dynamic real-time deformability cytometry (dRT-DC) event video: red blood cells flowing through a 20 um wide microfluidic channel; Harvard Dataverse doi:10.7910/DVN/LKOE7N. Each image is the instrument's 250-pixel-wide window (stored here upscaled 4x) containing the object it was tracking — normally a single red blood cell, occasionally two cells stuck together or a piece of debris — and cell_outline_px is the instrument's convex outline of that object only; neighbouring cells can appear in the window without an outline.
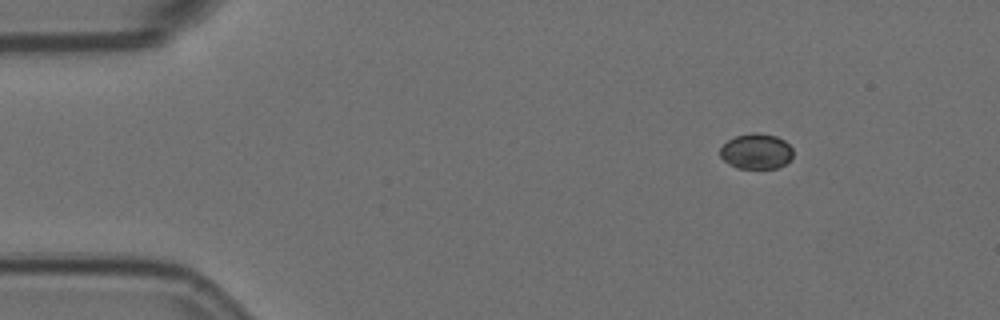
{"species": "Egyptian fruit bat (a non-hibernating species)", "species_latin": "Rousettus aegyptiacus", "temperature_condition": "room temperature", "stored_images_in_passage": 8, "camera_frame_rate_fps": 3000, "um_per_image_px": 0.085, "animal": {"sex": "female"}, "frame": {"image": 1, "passage_image": 1, "time_ms": 0.0, "image_size_px": [1000, 320], "cell_outline_px": [[792, 156], [784, 164], [776, 168], [736, 168], [728, 164], [720, 156], [720, 148], [728, 140], [736, 136], [752, 132], [760, 132], [776, 136], [784, 140], [792, 148]], "centroid_in_image_um": [64.26, 12.85], "position_along_channel_um": 20.7, "area_um2": 15.03}}
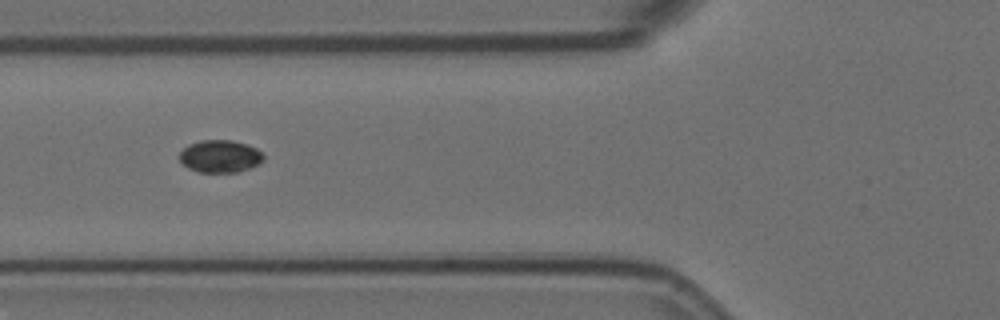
{"frame": {"image": 2, "passage_image": 5, "time_ms": 1.333, "image_size_px": [1000, 320], "cell_outline_px": [[264, 160], [248, 168], [236, 172], [196, 172], [188, 168], [180, 160], [180, 152], [188, 144], [200, 140], [232, 140], [248, 144], [256, 148], [264, 156]], "centroid_in_image_um": [18.69, 13.27], "position_along_channel_um": 107.1, "area_um2": 15.84}}
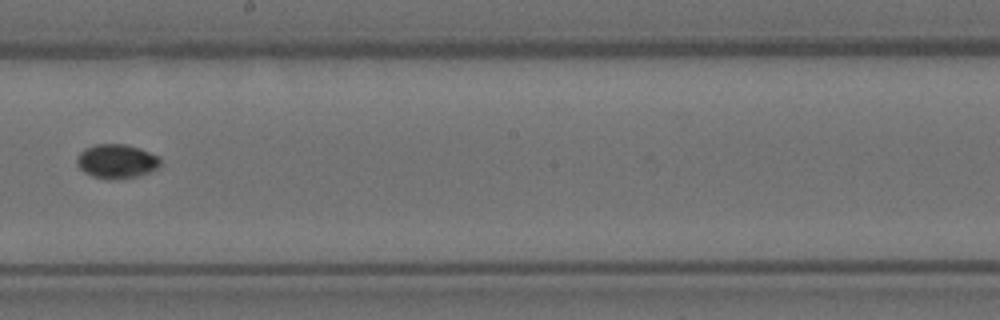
{"frame": {"image": 3, "passage_image": 8, "time_ms": 2.333, "image_size_px": [1000, 320], "cell_outline_px": [[160, 164], [156, 168], [148, 172], [136, 176], [108, 180], [92, 176], [84, 172], [76, 164], [76, 156], [84, 148], [96, 144], [128, 144], [140, 148], [160, 156]], "centroid_in_image_um": [9.88, 13.69], "position_along_channel_um": 238.3, "area_um2": 16.7}}